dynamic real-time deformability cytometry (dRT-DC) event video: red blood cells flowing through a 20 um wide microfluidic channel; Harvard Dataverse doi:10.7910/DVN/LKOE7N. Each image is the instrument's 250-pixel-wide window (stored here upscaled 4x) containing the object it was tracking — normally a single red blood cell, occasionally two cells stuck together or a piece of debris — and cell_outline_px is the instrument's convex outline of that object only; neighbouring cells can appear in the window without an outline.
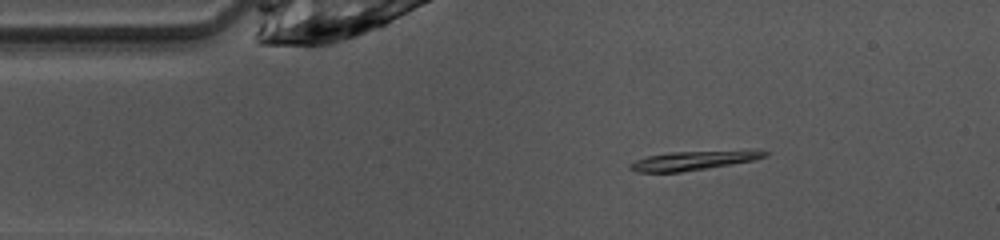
{"species": "common noctule bat (a hibernating species)", "species_latin": "Nyctalus noctula", "temperature_condition": "warm", "stored_images_in_passage": 41, "camera_frame_rate_fps": 3000, "um_per_image_px": 0.085, "animal": {"sex": "female", "body_mass_g": 10.0, "forearm_length_mm": 53.1}, "frame": {"image": 1, "passage_image": 1, "time_ms": 0.0, "image_size_px": [1000, 240], "cell_outline_px": [[768, 156], [752, 160], [708, 168], [680, 172], [636, 172], [628, 168], [628, 164], [636, 160], [648, 156], [668, 152], [768, 152]], "centroid_in_image_um": [58.71, 13.68], "position_along_channel_um": 26.3, "area_um2": 14.16}}
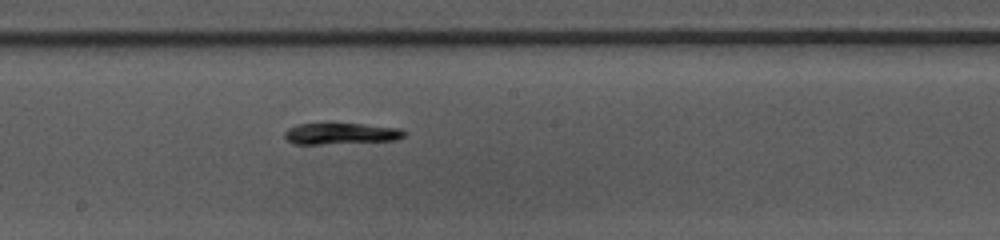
{"frame": {"image": 2, "passage_image": 18, "time_ms": 5.667, "image_size_px": [1000, 240], "cell_outline_px": [[404, 136], [396, 140], [320, 144], [292, 144], [284, 136], [284, 132], [288, 128], [300, 124], [364, 124], [400, 128], [404, 132]], "centroid_in_image_um": [28.95, 11.36], "position_along_channel_um": 219.2, "area_um2": 14.62}}
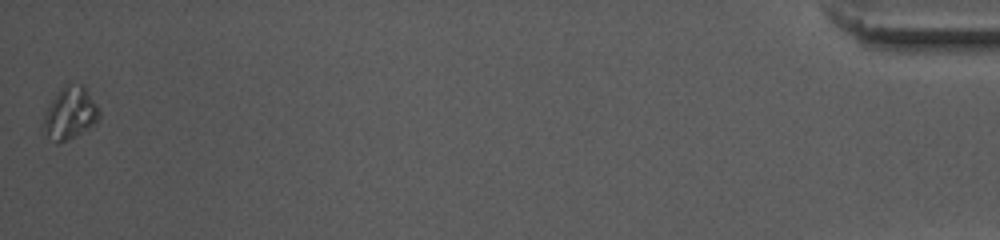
{"frame": {"image": 3, "passage_image": 41, "time_ms": 13.333, "image_size_px": [1000, 240], "cell_outline_px": [[100, 120], [96, 124], [60, 144], [56, 144], [48, 136], [40, 124], [48, 104], [60, 88], [68, 80], [84, 84], [96, 104], [100, 112]], "centroid_in_image_um": [5.94, 9.58], "position_along_channel_um": 429.3, "area_um2": 17.63}, "authors_computed_cell_mechanics": {"area_um2": 14.3344, "velocity_mm_per_s": 4.0804, "shape_relaxation_time_tau1_ms": 7.4376, "shape_relaxation_time_tau2_ms": null, "deformation_change_tau1": 0.2276, "deformation_change_tau2": null}}